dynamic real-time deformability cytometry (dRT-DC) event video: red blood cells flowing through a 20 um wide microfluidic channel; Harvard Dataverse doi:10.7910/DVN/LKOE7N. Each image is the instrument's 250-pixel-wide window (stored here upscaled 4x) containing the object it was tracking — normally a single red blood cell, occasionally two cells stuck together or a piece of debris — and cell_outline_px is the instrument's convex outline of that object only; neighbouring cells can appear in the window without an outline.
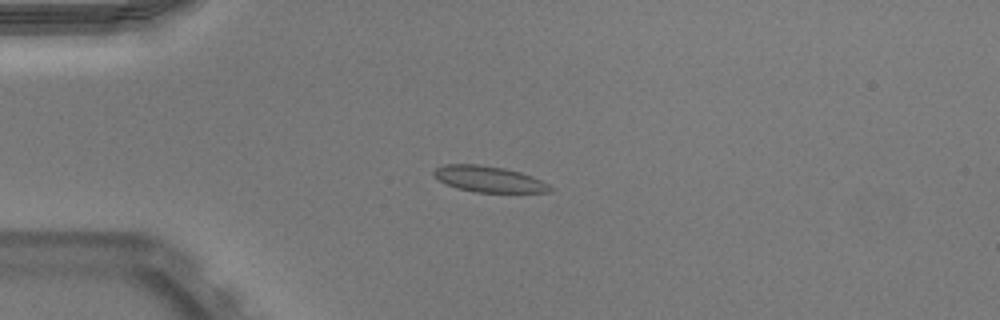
{"species": "Egyptian fruit bat (a non-hibernating species)", "species_latin": "Rousettus aegyptiacus", "temperature_condition": "warm", "stored_images_in_passage": 45, "camera_frame_rate_fps": 3000, "um_per_image_px": 0.085, "animal": {"sex": "male"}, "frame": {"image": 1, "passage_image": 7, "time_ms": 2.0, "image_size_px": [1000, 320], "cell_outline_px": [[552, 192], [476, 192], [456, 188], [444, 184], [432, 176], [432, 172], [436, 168], [444, 164], [476, 164], [504, 168], [520, 172], [532, 176], [548, 184], [552, 188]], "centroid_in_image_um": [41.49, 15.22], "position_along_channel_um": 43.5, "area_um2": 17.69}}
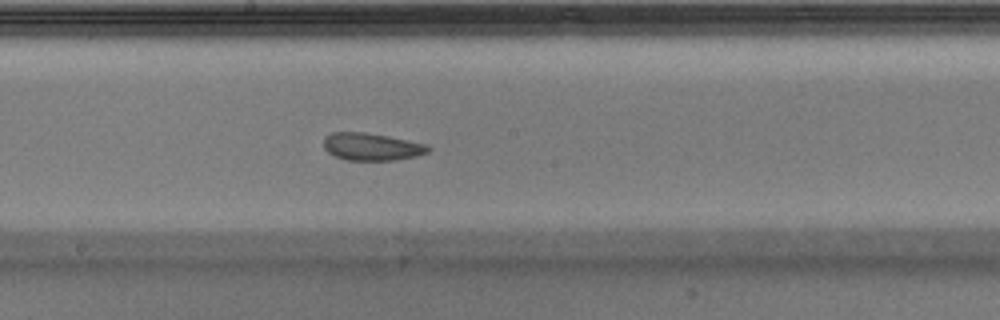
{"frame": {"image": 2, "passage_image": 22, "time_ms": 7.0, "image_size_px": [1000, 320], "cell_outline_px": [[432, 148], [428, 152], [416, 156], [396, 160], [348, 160], [336, 156], [328, 152], [324, 148], [324, 136], [332, 132], [364, 132], [388, 136], [428, 144]], "centroid_in_image_um": [31.61, 12.46], "position_along_channel_um": 216.6, "area_um2": 16.76}}
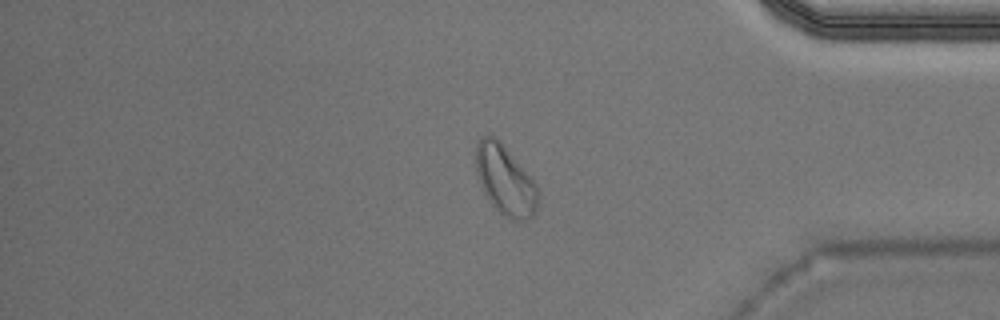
{"frame": {"image": 3, "passage_image": 37, "time_ms": 12.0, "image_size_px": [1000, 320], "cell_outline_px": [[536, 212], [528, 220], [512, 220], [500, 212], [492, 204], [484, 192], [480, 184], [476, 172], [476, 144], [480, 136], [492, 136], [504, 148], [536, 184]], "centroid_in_image_um": [42.9, 15.35], "position_along_channel_um": 392.3, "area_um2": 24.16}, "authors_computed_cell_mechanics": {"area_um2": 17.6868, "velocity_mm_per_s": 3.9384, "shape_relaxation_time_tau1_ms": null, "shape_relaxation_time_tau2_ms": 3.1532, "deformation_change_tau1": null, "deformation_change_tau2": 0.0725}}